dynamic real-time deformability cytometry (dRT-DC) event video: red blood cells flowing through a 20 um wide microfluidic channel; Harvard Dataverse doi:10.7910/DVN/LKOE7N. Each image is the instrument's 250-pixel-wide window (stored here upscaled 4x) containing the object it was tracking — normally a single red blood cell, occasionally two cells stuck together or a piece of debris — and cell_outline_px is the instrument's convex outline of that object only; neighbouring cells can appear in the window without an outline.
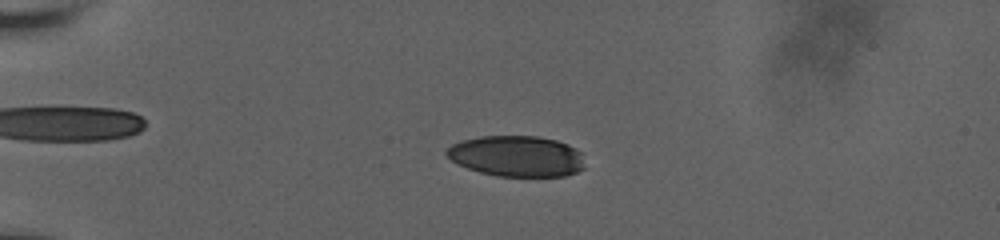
{"species": "human", "species_latin": "Homo sapiens", "temperature_condition": "room temperature", "stored_images_in_passage": 29, "camera_frame_rate_fps": 3000, "um_per_image_px": 0.085, "donor": {"sex": "male"}, "frame": {"image": 1, "passage_image": 15, "time_ms": 5.0, "image_size_px": [1000, 240], "cell_outline_px": [[584, 168], [576, 172], [564, 176], [496, 176], [480, 172], [468, 168], [452, 160], [444, 152], [452, 144], [464, 140], [480, 136], [536, 136], [556, 140], [568, 144], [576, 148], [580, 152]], "centroid_in_image_um": [43.93, 13.27], "position_along_channel_um": 41.1, "area_um2": 32.71}}
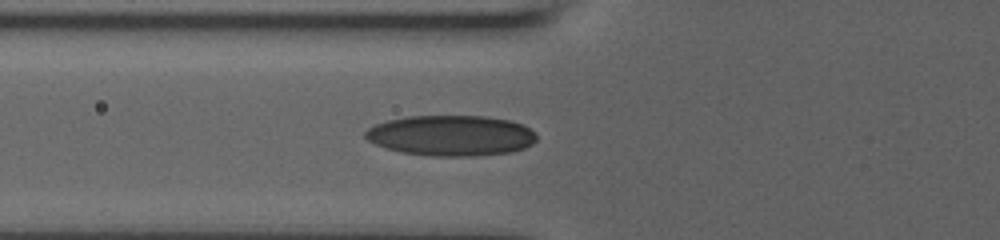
{"frame": {"image": 2, "passage_image": 26, "time_ms": 7.667, "image_size_px": [1000, 240], "cell_outline_px": [[536, 140], [532, 144], [524, 148], [512, 152], [472, 156], [432, 156], [404, 152], [384, 148], [368, 140], [364, 136], [364, 132], [368, 128], [376, 124], [388, 120], [408, 116], [484, 116], [508, 120], [524, 124], [536, 132]], "centroid_in_image_um": [38.36, 11.52], "position_along_channel_um": 87.4, "area_um2": 40.58}}